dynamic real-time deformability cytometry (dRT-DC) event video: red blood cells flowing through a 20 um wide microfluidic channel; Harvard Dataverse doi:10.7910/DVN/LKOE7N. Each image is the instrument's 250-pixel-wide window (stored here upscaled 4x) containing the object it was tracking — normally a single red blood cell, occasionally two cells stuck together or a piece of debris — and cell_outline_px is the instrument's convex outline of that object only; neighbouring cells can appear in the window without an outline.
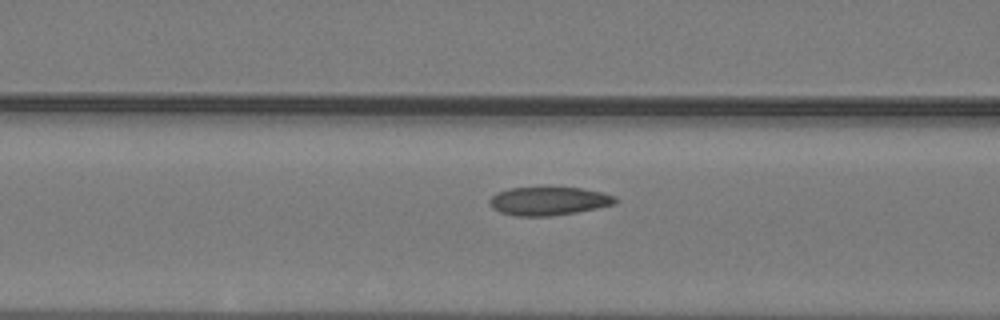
{"species": "common noctule bat (a hibernating species)", "species_latin": "Nyctalus noctula", "temperature_condition": "warm", "stored_images_in_passage": 6, "camera_frame_rate_fps": 3000, "um_per_image_px": 0.085, "animal": {"sex": "male", "body_mass_g": 19.2, "forearm_length_mm": 51.8}, "frame": {"image": 1, "passage_image": 4, "time_ms": 1.0, "image_size_px": [1000, 320], "cell_outline_px": [[620, 200], [616, 204], [576, 212], [552, 216], [516, 216], [500, 212], [492, 208], [488, 200], [496, 192], [508, 188], [580, 188], [604, 192], [616, 196]], "centroid_in_image_um": [46.66, 17.09], "position_along_channel_um": 119.9, "area_um2": 20.92}}